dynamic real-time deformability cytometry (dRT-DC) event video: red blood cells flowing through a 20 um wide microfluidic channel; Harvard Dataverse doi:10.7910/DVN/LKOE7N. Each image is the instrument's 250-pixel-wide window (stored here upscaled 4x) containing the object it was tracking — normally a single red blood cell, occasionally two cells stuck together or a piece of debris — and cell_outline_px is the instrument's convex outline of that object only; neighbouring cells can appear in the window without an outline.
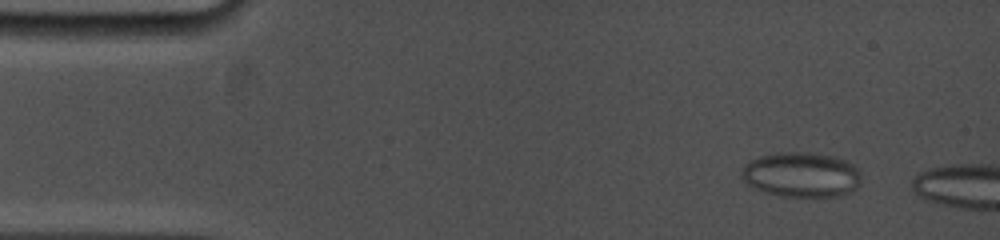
{"species": "common noctule bat (a hibernating species)", "species_latin": "Nyctalus noctula", "temperature_condition": "cold", "stored_images_in_passage": 23, "camera_frame_rate_fps": 5000, "um_per_image_px": 0.085, "animal": {"sex": "female", "body_mass_g": 19.0, "forearm_length_mm": 53.3}, "frame": {"image": 1, "passage_image": 4, "time_ms": 1.4, "image_size_px": [1000, 240], "cell_outline_px": [[860, 184], [856, 188], [840, 196], [780, 196], [764, 192], [752, 188], [740, 176], [740, 172], [744, 164], [760, 156], [780, 152], [808, 152], [832, 156], [848, 160], [860, 172]], "centroid_in_image_um": [68.09, 14.85], "position_along_channel_um": 16.9, "area_um2": 31.5}}
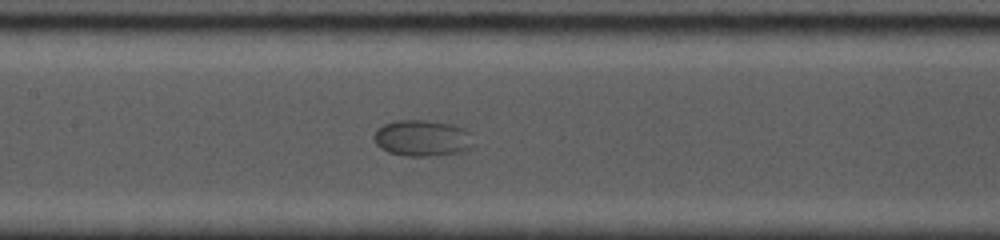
{"frame": {"image": 2, "passage_image": 16, "time_ms": 8.2, "image_size_px": [1000, 240], "cell_outline_px": [[472, 144], [464, 152], [436, 156], [404, 156], [388, 152], [380, 148], [376, 144], [376, 132], [384, 124], [396, 120], [424, 120], [452, 124], [464, 128], [468, 132]], "centroid_in_image_um": [35.9, 11.75], "position_along_channel_um": 171.5, "area_um2": 20.87}}
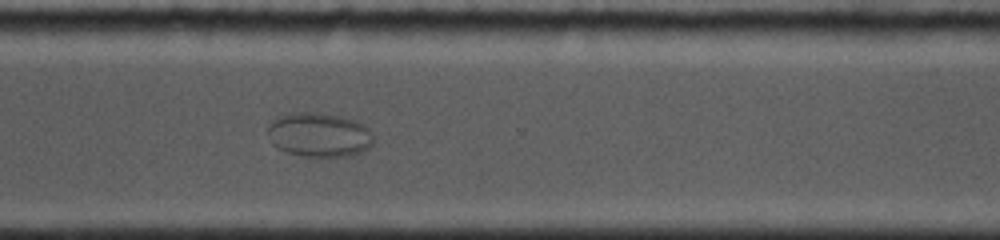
{"frame": {"image": 3, "passage_image": 23, "time_ms": 13.0, "image_size_px": [1000, 240], "cell_outline_px": [[372, 144], [364, 152], [348, 156], [304, 156], [288, 152], [276, 148], [272, 144], [268, 132], [268, 124], [280, 116], [296, 112], [316, 112], [340, 116], [356, 120], [364, 124], [372, 132]], "centroid_in_image_um": [27.15, 11.45], "position_along_channel_um": 343.5, "area_um2": 27.34}}